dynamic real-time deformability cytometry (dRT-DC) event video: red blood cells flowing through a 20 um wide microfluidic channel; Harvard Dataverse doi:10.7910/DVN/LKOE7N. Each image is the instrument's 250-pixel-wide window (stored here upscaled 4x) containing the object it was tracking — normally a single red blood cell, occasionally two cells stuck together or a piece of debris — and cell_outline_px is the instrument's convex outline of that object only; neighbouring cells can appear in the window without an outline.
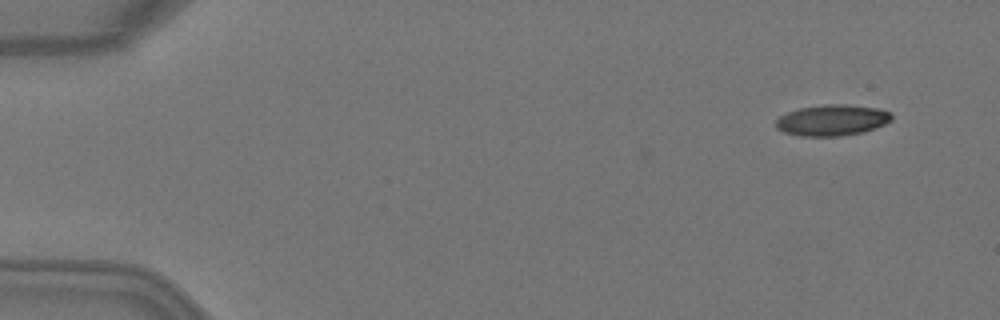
{"species": "Egyptian fruit bat (a non-hibernating species)", "species_latin": "Rousettus aegyptiacus", "temperature_condition": "warm", "stored_images_in_passage": 4, "camera_frame_rate_fps": 3000, "um_per_image_px": 0.085, "animal": {"sex": "female"}, "frame": {"image": 1, "passage_image": 1, "time_ms": 0.0, "image_size_px": [1000, 320], "cell_outline_px": [[892, 120], [876, 128], [864, 132], [840, 136], [800, 136], [784, 132], [776, 128], [776, 120], [780, 116], [788, 112], [800, 108], [820, 104], [848, 104], [880, 108], [888, 112], [892, 116]], "centroid_in_image_um": [70.74, 10.21], "position_along_channel_um": 14.3, "area_um2": 21.1}}